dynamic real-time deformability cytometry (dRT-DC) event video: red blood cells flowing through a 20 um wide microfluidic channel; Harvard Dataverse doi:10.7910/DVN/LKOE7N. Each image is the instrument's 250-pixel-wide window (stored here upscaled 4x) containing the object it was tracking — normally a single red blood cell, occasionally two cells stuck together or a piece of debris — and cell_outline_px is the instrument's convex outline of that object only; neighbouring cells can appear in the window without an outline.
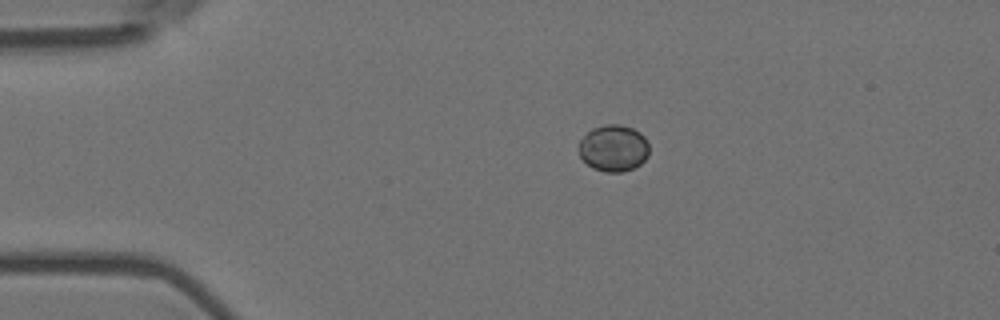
{"species": "Egyptian fruit bat (a non-hibernating species)", "species_latin": "Rousettus aegyptiacus", "temperature_condition": "room temperature", "stored_images_in_passage": 6, "camera_frame_rate_fps": 3000, "um_per_image_px": 0.085, "animal": {"sex": "female"}, "frame": {"image": 1, "passage_image": 1, "time_ms": 0.0, "image_size_px": [1000, 320], "cell_outline_px": [[648, 156], [640, 164], [632, 168], [620, 172], [604, 172], [592, 168], [580, 156], [580, 140], [592, 128], [604, 124], [620, 124], [632, 128], [640, 132], [644, 136], [648, 144]], "centroid_in_image_um": [52.16, 12.58], "position_along_channel_um": 32.8, "area_um2": 19.02}}
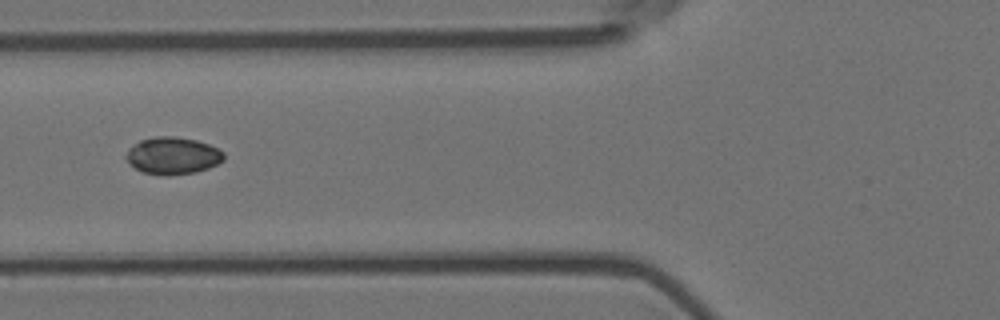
{"frame": {"image": 2, "passage_image": 4, "time_ms": 1.0, "image_size_px": [1000, 320], "cell_outline_px": [[224, 160], [208, 168], [196, 172], [168, 176], [164, 176], [144, 172], [136, 168], [124, 156], [128, 148], [140, 140], [156, 136], [172, 136], [196, 140], [208, 144], [224, 152]], "centroid_in_image_um": [14.68, 13.23], "position_along_channel_um": 111.1, "area_um2": 21.1}}
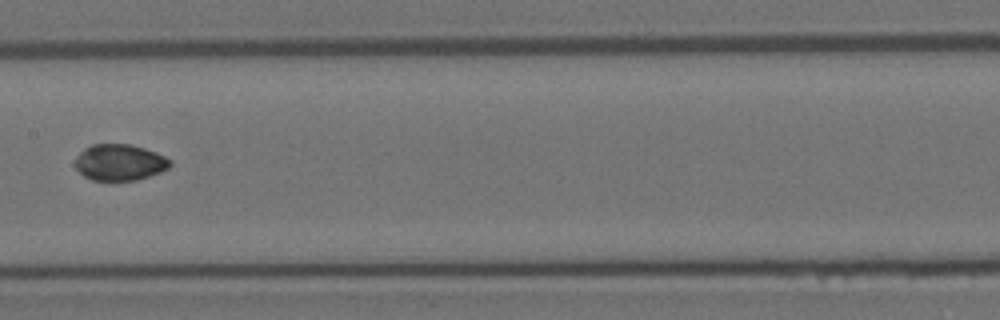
{"frame": {"image": 3, "passage_image": 6, "time_ms": 1.667, "image_size_px": [1000, 320], "cell_outline_px": [[172, 164], [168, 168], [160, 172], [136, 180], [92, 180], [84, 176], [76, 168], [76, 156], [84, 148], [92, 144], [128, 144], [144, 148], [156, 152], [172, 160]], "centroid_in_image_um": [10.18, 13.79], "position_along_channel_um": 197.2, "area_um2": 20.0}}